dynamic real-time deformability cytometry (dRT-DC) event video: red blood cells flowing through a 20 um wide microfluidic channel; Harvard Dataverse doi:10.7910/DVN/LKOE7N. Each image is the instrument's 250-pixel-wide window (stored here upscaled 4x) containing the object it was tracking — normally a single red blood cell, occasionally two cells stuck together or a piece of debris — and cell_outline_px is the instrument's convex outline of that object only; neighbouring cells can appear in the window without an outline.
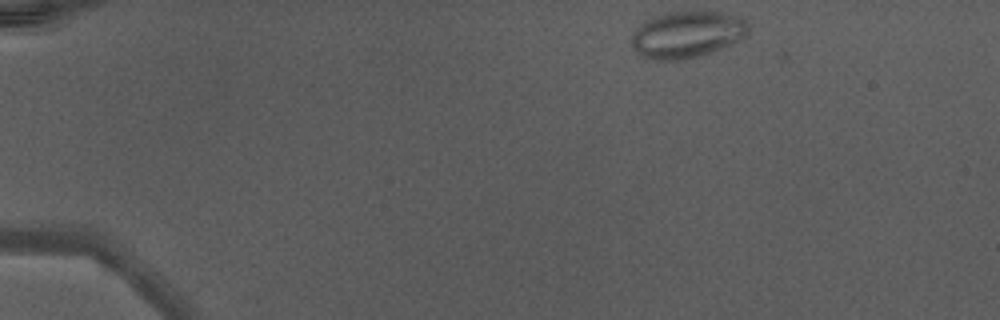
{"species": "Egyptian fruit bat (a non-hibernating species)", "species_latin": "Rousettus aegyptiacus", "temperature_condition": "warm", "stored_images_in_passage": 33, "camera_frame_rate_fps": 3000, "um_per_image_px": 0.085, "animal": {"sex": "male"}, "frame": {"image": 1, "passage_image": 1, "time_ms": 0.0, "image_size_px": [1000, 320], "cell_outline_px": [[748, 28], [744, 36], [732, 44], [712, 52], [700, 56], [680, 60], [644, 60], [640, 56], [632, 44], [632, 36], [636, 28], [644, 20], [652, 16], [668, 12], [720, 12], [736, 16], [744, 20]], "centroid_in_image_um": [58.33, 2.95], "position_along_channel_um": 26.7, "area_um2": 31.73}}